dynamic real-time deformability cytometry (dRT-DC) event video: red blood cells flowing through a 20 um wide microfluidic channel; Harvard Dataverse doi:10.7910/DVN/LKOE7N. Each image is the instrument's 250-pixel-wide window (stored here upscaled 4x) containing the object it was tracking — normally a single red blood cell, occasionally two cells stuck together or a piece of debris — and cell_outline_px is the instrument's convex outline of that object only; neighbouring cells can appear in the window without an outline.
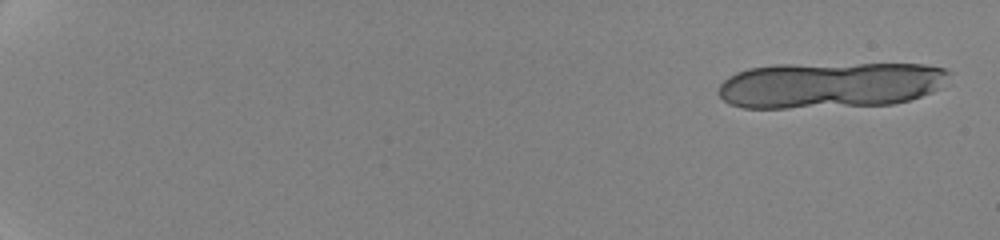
{"species": "human", "species_latin": "Homo sapiens", "temperature_condition": "cold", "stored_images_in_passage": 17, "camera_frame_rate_fps": 3000, "um_per_image_px": 0.085, "donor": {"sex": "female"}, "frame": {"image": 1, "passage_image": 1, "time_ms": 0.0, "image_size_px": [1000, 240], "cell_outline_px": [[952, 72], [932, 92], [908, 100], [892, 104], [788, 108], [744, 108], [728, 104], [716, 92], [720, 84], [728, 76], [736, 72], [748, 68], [776, 64], [924, 64], [944, 68]], "centroid_in_image_um": [70.48, 7.22], "position_along_channel_um": 14.5, "area_um2": 62.14}}
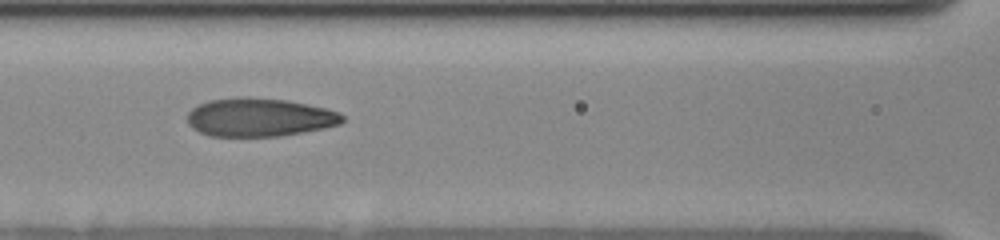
{"frame": {"image": 2, "passage_image": 12, "time_ms": 10.0, "image_size_px": [1000, 240], "cell_outline_px": [[344, 120], [340, 124], [324, 128], [280, 136], [208, 136], [192, 128], [188, 124], [188, 112], [192, 108], [208, 100], [240, 96], [248, 96], [288, 100], [308, 104], [340, 112], [344, 116]], "centroid_in_image_um": [22.04, 9.96], "position_along_channel_um": 144.6, "area_um2": 34.97}}
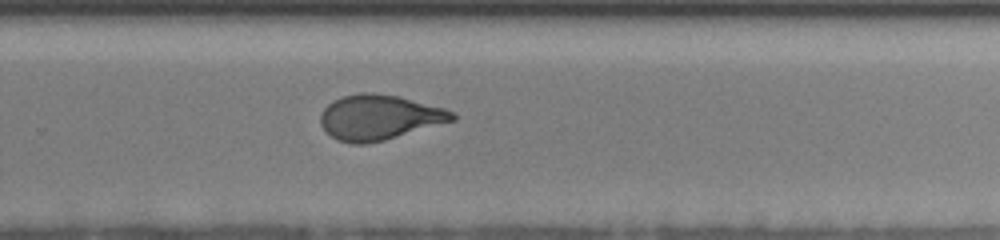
{"frame": {"image": 3, "passage_image": 17, "time_ms": 14.333, "image_size_px": [1000, 240], "cell_outline_px": [[456, 120], [384, 140], [364, 144], [352, 144], [340, 140], [332, 136], [320, 124], [320, 112], [332, 100], [344, 96], [360, 92], [372, 92], [400, 96], [444, 108], [452, 112], [456, 116]], "centroid_in_image_um": [32.23, 9.96], "position_along_channel_um": 297.6, "area_um2": 34.56}}